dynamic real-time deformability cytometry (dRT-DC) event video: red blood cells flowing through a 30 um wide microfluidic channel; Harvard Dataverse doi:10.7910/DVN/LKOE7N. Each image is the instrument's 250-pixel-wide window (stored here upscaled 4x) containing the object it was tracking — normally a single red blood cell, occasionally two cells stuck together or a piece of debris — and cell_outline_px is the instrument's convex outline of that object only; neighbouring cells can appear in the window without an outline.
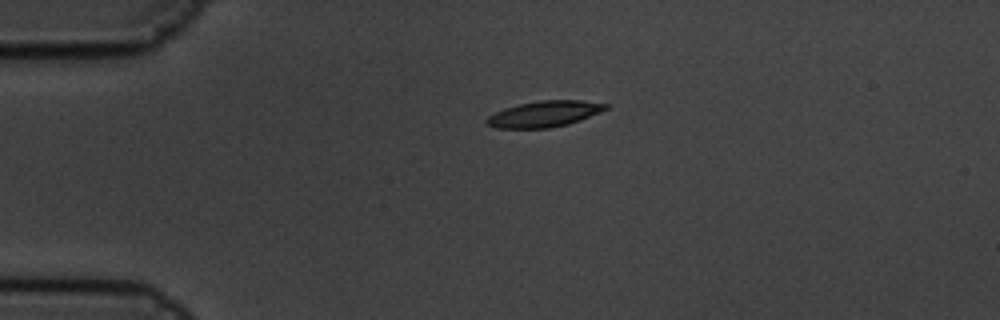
{"species": "common noctule bat (a hibernating species)", "species_latin": "Nyctalus noctula", "temperature_condition": "cold", "stored_images_in_passage": 2, "camera_frame_rate_fps": 3000, "um_per_image_px": 0.085, "animal": {"sex": "male", "body_mass_g": 19.5, "forearm_length_mm": 54.6}, "frame": {"image": 1, "passage_image": 1, "time_ms": 0.0, "image_size_px": [1000, 320], "cell_outline_px": [[608, 108], [580, 120], [568, 124], [548, 128], [496, 128], [488, 124], [484, 120], [488, 116], [504, 108], [520, 104], [540, 100], [580, 100], [608, 104]], "centroid_in_image_um": [46.25, 9.68], "position_along_channel_um": 38.8, "area_um2": 17.86}}